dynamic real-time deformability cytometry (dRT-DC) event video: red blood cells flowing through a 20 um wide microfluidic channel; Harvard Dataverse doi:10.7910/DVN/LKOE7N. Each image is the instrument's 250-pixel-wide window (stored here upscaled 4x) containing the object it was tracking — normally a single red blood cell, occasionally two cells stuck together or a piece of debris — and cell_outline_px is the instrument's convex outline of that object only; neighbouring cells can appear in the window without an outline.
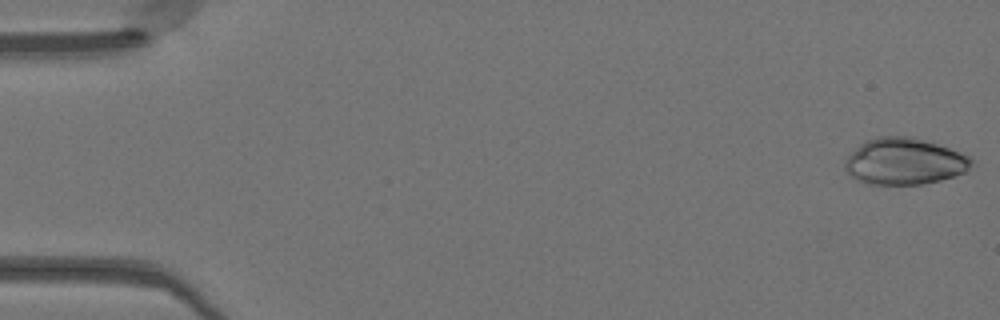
{"species": "Egyptian fruit bat (a non-hibernating species)", "species_latin": "Rousettus aegyptiacus", "temperature_condition": "warm", "stored_images_in_passage": 49, "camera_frame_rate_fps": 3000, "um_per_image_px": 0.085, "animal": {"sex": "female"}, "frame": {"image": 1, "passage_image": 1, "time_ms": 0.0, "image_size_px": [1000, 320], "cell_outline_px": [[976, 164], [968, 172], [940, 180], [924, 184], [868, 184], [852, 176], [844, 168], [844, 160], [864, 140], [876, 136], [912, 136], [948, 148], [968, 156]], "centroid_in_image_um": [76.89, 13.71], "position_along_channel_um": 8.1, "area_um2": 34.39}}
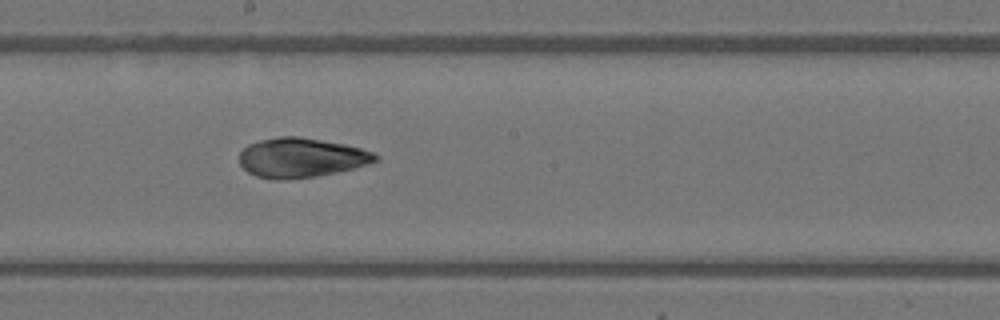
{"frame": {"image": 2, "passage_image": 27, "time_ms": 8.667, "image_size_px": [1000, 320], "cell_outline_px": [[380, 156], [376, 160], [368, 164], [336, 172], [316, 176], [284, 180], [276, 180], [256, 176], [248, 172], [240, 164], [240, 152], [248, 144], [260, 140], [276, 136], [296, 136], [344, 144], [360, 148], [372, 152]], "centroid_in_image_um": [25.57, 13.4], "position_along_channel_um": 222.6, "area_um2": 31.15}}
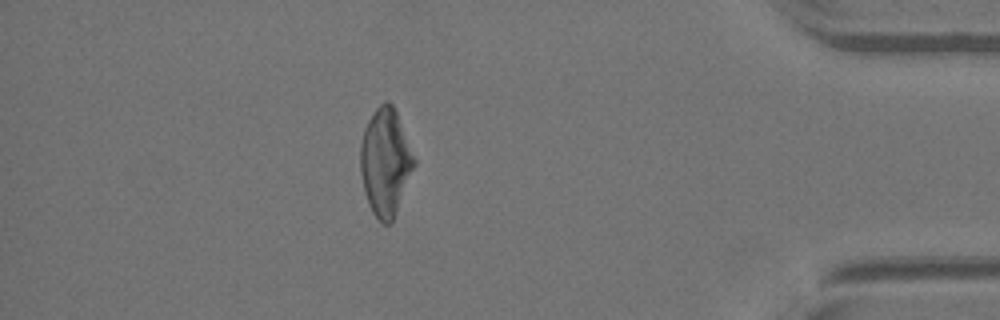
{"frame": {"image": 3, "passage_image": 43, "time_ms": 14.0, "image_size_px": [1000, 320], "cell_outline_px": [[416, 164], [396, 212], [392, 220], [388, 224], [384, 224], [372, 212], [368, 204], [364, 192], [360, 172], [360, 144], [364, 128], [368, 120], [376, 108], [384, 100], [388, 100], [392, 104], [396, 112], [416, 160]], "centroid_in_image_um": [32.75, 13.76], "position_along_channel_um": 402.5, "area_um2": 33.47}}